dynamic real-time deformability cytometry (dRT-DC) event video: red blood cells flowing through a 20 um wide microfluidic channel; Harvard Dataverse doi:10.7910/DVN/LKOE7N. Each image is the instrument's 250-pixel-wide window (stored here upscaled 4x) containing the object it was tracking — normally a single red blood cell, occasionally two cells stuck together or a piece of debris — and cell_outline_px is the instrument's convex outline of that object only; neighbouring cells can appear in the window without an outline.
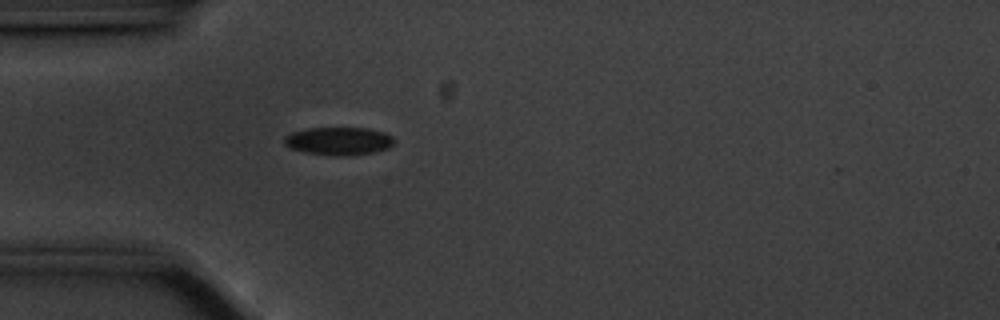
{"species": "common noctule bat (a hibernating species)", "species_latin": "Nyctalus noctula", "temperature_condition": "cold", "stored_images_in_passage": 41, "camera_frame_rate_fps": 3000, "um_per_image_px": 0.085, "animal": {"sex": "male", "body_mass_g": 20.1, "forearm_length_mm": 53.5}, "frame": {"image": 1, "passage_image": 1, "time_ms": 0.0, "image_size_px": [1000, 320], "cell_outline_px": [[396, 140], [388, 148], [372, 152], [344, 156], [340, 156], [304, 152], [292, 148], [284, 144], [284, 136], [292, 132], [308, 128], [368, 128], [384, 132], [392, 136]], "centroid_in_image_um": [28.79, 11.98], "position_along_channel_um": 56.2, "area_um2": 17.8}}
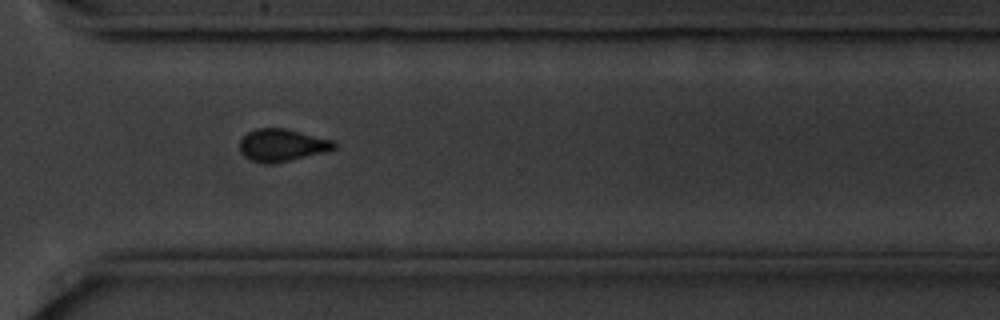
{"frame": {"image": 2, "passage_image": 26, "time_ms": 8.333, "image_size_px": [1000, 320], "cell_outline_px": [[336, 148], [324, 152], [288, 160], [252, 160], [240, 148], [240, 140], [248, 132], [256, 128], [284, 128], [336, 140]], "centroid_in_image_um": [24.06, 12.26], "position_along_channel_um": 346.5, "area_um2": 16.94}}
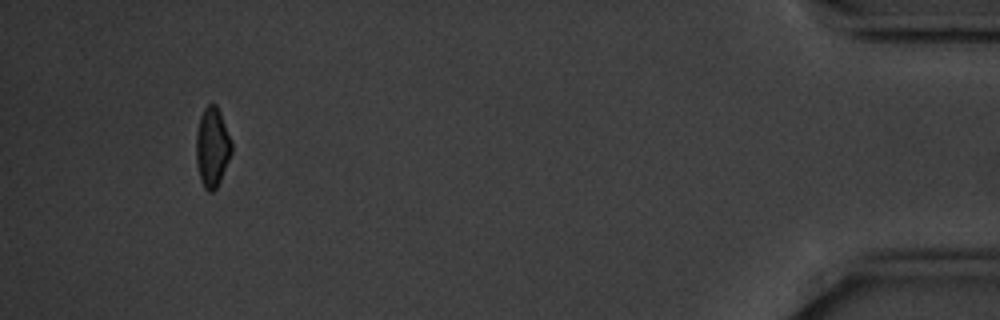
{"frame": {"image": 3, "passage_image": 38, "time_ms": 12.333, "image_size_px": [1000, 320], "cell_outline_px": [[232, 152], [220, 180], [216, 188], [212, 192], [208, 192], [204, 188], [200, 180], [196, 164], [196, 132], [200, 116], [204, 108], [208, 104], [216, 104], [220, 112], [232, 140]], "centroid_in_image_um": [18.03, 12.51], "position_along_channel_um": 417.2, "area_um2": 16.59}, "authors_computed_cell_mechanics": {"area_um2": 17.1666, "velocity_mm_per_s": 3.531, "shape_relaxation_time_tau1_ms": null, "shape_relaxation_time_tau2_ms": 9.6086, "deformation_change_tau1": null, "deformation_change_tau2": 0.1423}}